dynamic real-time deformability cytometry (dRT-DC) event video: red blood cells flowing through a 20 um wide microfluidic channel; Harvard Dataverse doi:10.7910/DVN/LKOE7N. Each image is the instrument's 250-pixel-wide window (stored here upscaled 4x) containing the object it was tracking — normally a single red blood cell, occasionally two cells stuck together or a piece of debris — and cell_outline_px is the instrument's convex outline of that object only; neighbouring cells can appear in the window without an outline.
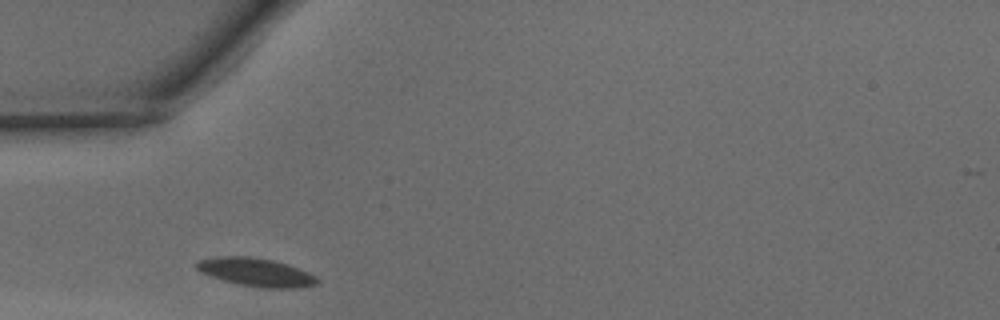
{"species": "common noctule bat (a hibernating species)", "species_latin": "Nyctalus noctula", "temperature_condition": "warm", "stored_images_in_passage": 23, "camera_frame_rate_fps": 3000, "um_per_image_px": 0.085, "animal": {"sex": "male", "body_mass_g": 15.6}, "frame": {"image": 1, "passage_image": 1, "time_ms": 0.0, "image_size_px": [1000, 320], "cell_outline_px": [[320, 280], [316, 284], [296, 288], [260, 288], [236, 284], [200, 272], [196, 268], [196, 264], [200, 260], [216, 256], [252, 256], [272, 260], [288, 264], [308, 272], [316, 276]], "centroid_in_image_um": [21.77, 23.14], "position_along_channel_um": 63.2, "area_um2": 19.94}}
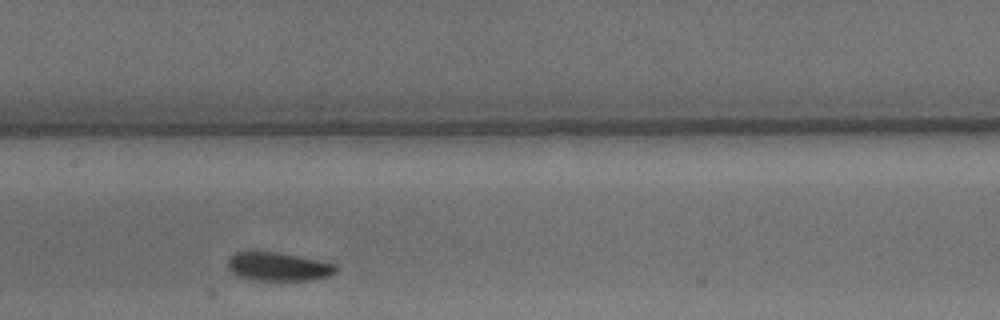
{"frame": {"image": 2, "passage_image": 10, "time_ms": 3.0, "image_size_px": [1000, 320], "cell_outline_px": [[336, 272], [328, 276], [312, 280], [248, 280], [236, 276], [228, 268], [228, 260], [236, 252], [276, 252], [336, 264]], "centroid_in_image_um": [23.62, 22.68], "position_along_channel_um": 183.8, "area_um2": 17.8}}
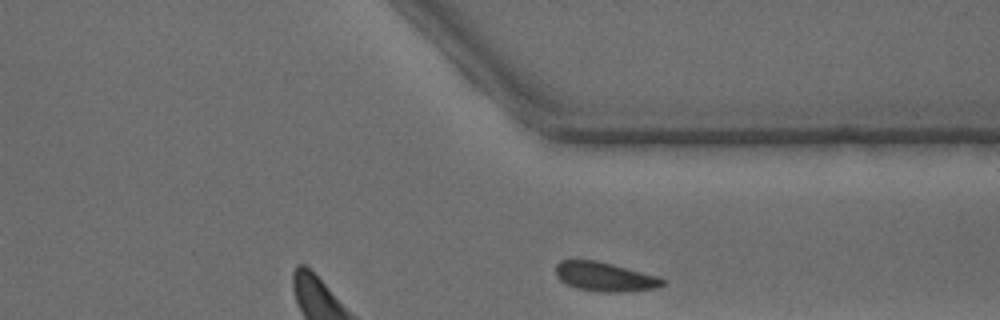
{"frame": {"image": 3, "passage_image": 23, "time_ms": 7.333, "image_size_px": [1000, 320], "cell_outline_px": [[668, 280], [664, 284], [656, 288], [624, 292], [596, 292], [576, 288], [560, 280], [556, 276], [556, 264], [560, 260], [596, 260], [660, 276]], "centroid_in_image_um": [51.44, 23.53], "position_along_channel_um": 360.0, "area_um2": 18.38}}